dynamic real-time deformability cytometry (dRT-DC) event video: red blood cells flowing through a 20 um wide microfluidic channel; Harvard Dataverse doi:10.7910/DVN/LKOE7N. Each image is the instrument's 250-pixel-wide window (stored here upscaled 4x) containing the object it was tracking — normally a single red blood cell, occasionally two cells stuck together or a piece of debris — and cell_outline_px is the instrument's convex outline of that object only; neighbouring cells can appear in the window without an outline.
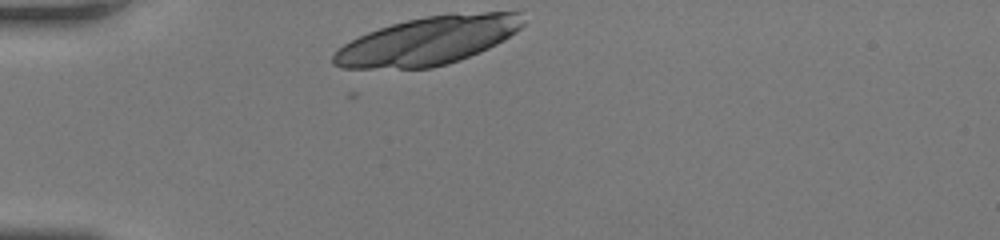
{"species": "human", "species_latin": "Homo sapiens", "temperature_condition": "room temperature", "stored_images_in_passage": 27, "camera_frame_rate_fps": 3000, "um_per_image_px": 0.085, "donor": {"sex": "female"}, "frame": {"image": 1, "passage_image": 1, "time_ms": 0.0, "image_size_px": [1000, 240], "cell_outline_px": [[524, 24], [516, 32], [504, 40], [480, 52], [460, 60], [448, 64], [432, 68], [340, 68], [332, 64], [332, 56], [344, 44], [368, 32], [392, 24], [408, 20], [448, 12], [520, 12], [524, 20]], "centroid_in_image_um": [36.41, 3.45], "position_along_channel_um": 48.6, "area_um2": 53.18}}